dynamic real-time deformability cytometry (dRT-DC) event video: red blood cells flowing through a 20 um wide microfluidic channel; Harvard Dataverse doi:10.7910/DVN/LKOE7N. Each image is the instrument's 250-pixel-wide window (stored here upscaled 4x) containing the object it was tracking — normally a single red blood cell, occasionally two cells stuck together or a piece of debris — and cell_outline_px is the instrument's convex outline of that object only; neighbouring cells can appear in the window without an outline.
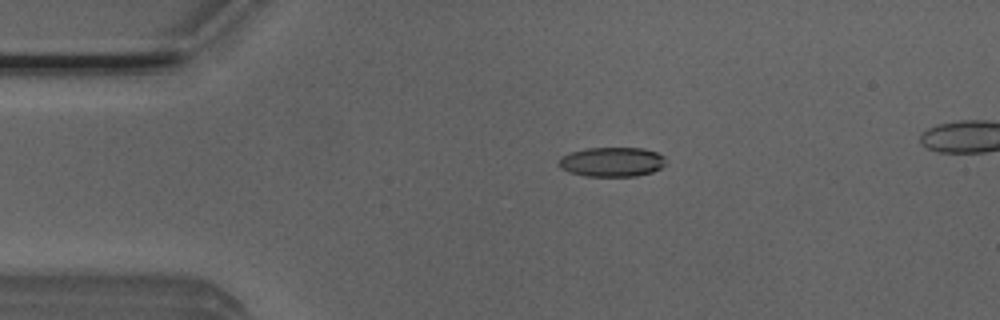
{"species": "Egyptian fruit bat (a non-hibernating species)", "species_latin": "Rousettus aegyptiacus", "temperature_condition": "room temperature", "stored_images_in_passage": 3, "camera_frame_rate_fps": 3000, "um_per_image_px": 0.085, "animal": {"sex": "male"}, "frame": {"image": 1, "passage_image": 2, "time_ms": 0.333, "image_size_px": [1000, 320], "cell_outline_px": [[668, 160], [660, 168], [652, 172], [636, 176], [584, 176], [568, 172], [560, 168], [560, 156], [572, 152], [588, 148], [644, 148], [656, 152], [664, 156]], "centroid_in_image_um": [52.03, 13.76], "position_along_channel_um": 33.0, "area_um2": 18.44}}